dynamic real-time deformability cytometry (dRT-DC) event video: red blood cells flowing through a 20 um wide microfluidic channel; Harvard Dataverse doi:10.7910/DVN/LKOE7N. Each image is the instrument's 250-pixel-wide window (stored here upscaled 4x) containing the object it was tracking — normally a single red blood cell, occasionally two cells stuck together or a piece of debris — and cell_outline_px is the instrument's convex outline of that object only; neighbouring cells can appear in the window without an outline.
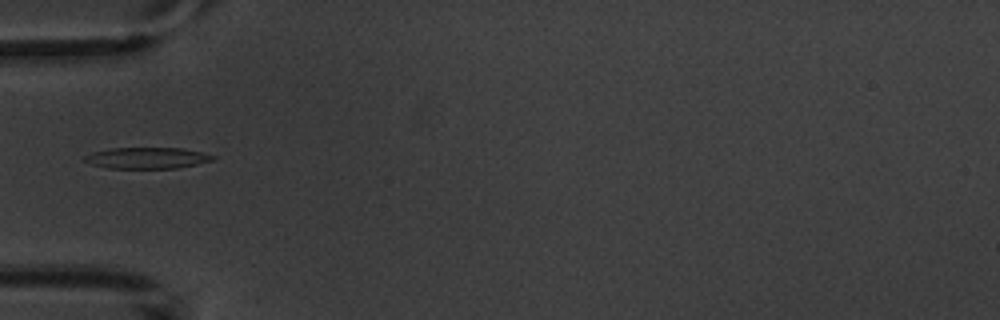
{"species": "common noctule bat (a hibernating species)", "species_latin": "Nyctalus noctula", "temperature_condition": "warm", "stored_images_in_passage": 6, "camera_frame_rate_fps": 3000, "um_per_image_px": 0.085, "animal": {"sex": "male", "body_mass_g": 20.1, "forearm_length_mm": 53.5}, "frame": {"image": 1, "passage_image": 4, "time_ms": 3.667, "image_size_px": [1000, 320], "cell_outline_px": [[216, 156], [212, 160], [196, 164], [176, 168], [108, 168], [92, 164], [84, 160], [84, 156], [92, 152], [112, 148], [184, 148]], "centroid_in_image_um": [12.49, 13.42], "position_along_channel_um": 72.5, "area_um2": 15.66}}
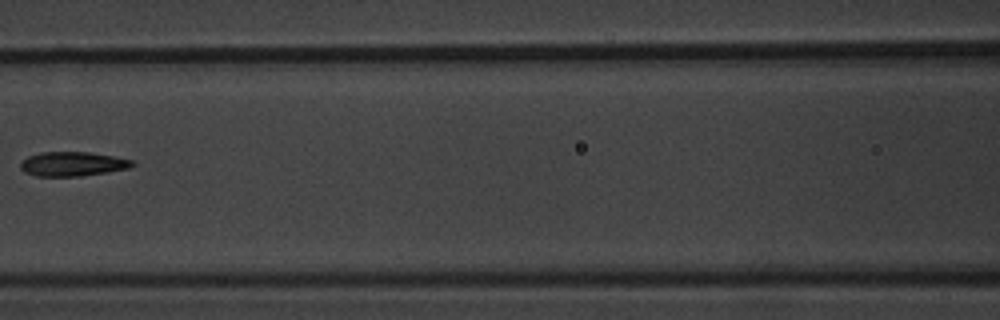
{"frame": {"image": 2, "passage_image": 6, "time_ms": 6.0, "image_size_px": [1000, 320], "cell_outline_px": [[136, 164], [128, 168], [80, 176], [36, 176], [24, 172], [20, 168], [20, 160], [28, 156], [40, 152], [88, 152], [112, 156], [132, 160]], "centroid_in_image_um": [6.1, 13.93], "position_along_channel_um": 160.5, "area_um2": 15.78}}